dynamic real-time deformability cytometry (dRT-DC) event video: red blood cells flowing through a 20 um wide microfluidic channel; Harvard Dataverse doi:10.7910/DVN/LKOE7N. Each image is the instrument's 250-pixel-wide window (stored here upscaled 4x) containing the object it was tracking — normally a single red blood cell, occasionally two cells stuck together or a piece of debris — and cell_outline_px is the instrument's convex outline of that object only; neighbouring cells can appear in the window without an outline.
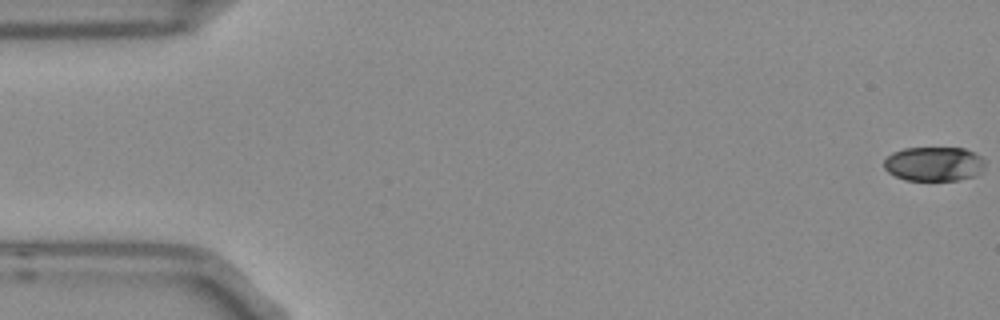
{"species": "Egyptian fruit bat (a non-hibernating species)", "species_latin": "Rousettus aegyptiacus", "temperature_condition": "room temperature", "stored_images_in_passage": 5, "camera_frame_rate_fps": 3000, "um_per_image_px": 0.085, "frame": {"image": 1, "passage_image": 1, "time_ms": 0.0, "image_size_px": [1000, 320], "cell_outline_px": [[984, 172], [976, 176], [960, 180], [904, 180], [888, 172], [884, 168], [884, 160], [892, 152], [904, 148], [964, 148], [980, 156], [984, 160]], "centroid_in_image_um": [79.4, 13.94], "position_along_channel_um": 5.6, "area_um2": 20.4}}
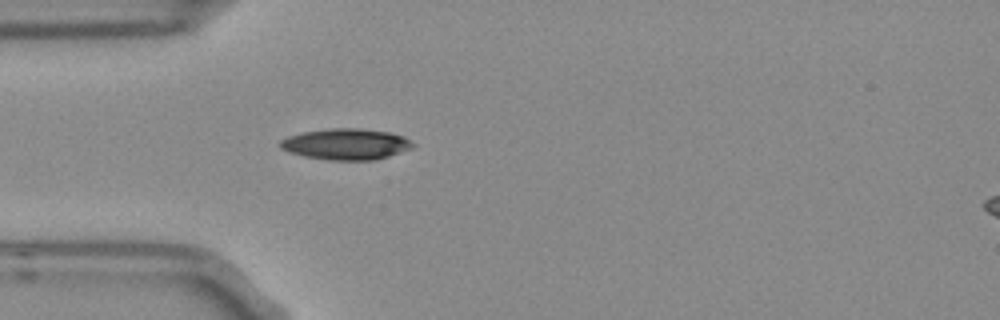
{"frame": {"image": 2, "passage_image": 5, "time_ms": 1.333, "image_size_px": [1000, 320], "cell_outline_px": [[416, 144], [412, 148], [376, 160], [328, 160], [304, 156], [280, 148], [280, 140], [288, 136], [304, 132], [332, 128], [360, 128], [388, 132], [404, 136]], "centroid_in_image_um": [29.44, 12.25], "position_along_channel_um": 55.6, "area_um2": 23.93}}